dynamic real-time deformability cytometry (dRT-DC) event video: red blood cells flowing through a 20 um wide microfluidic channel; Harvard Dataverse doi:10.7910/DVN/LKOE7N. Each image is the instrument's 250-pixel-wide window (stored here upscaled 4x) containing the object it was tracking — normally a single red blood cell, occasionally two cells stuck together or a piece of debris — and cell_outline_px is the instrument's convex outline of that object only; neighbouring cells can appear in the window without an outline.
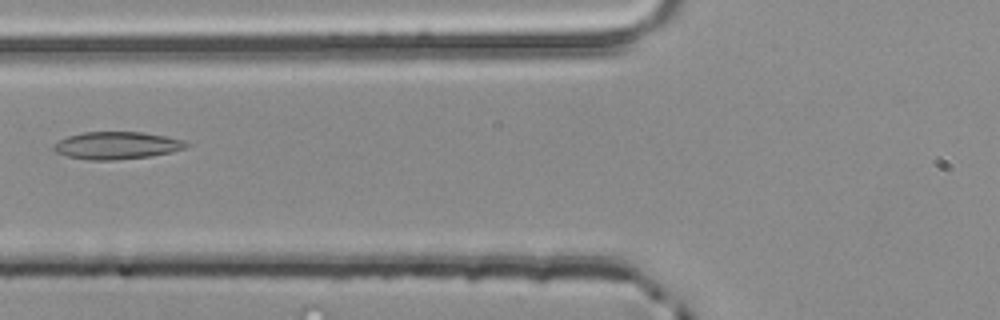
{"species": "common noctule bat (a hibernating species)", "species_latin": "Nyctalus noctula", "temperature_condition": "room temperature", "stored_images_in_passage": 3, "camera_frame_rate_fps": 3000, "um_per_image_px": 0.085, "animal": {"sex": "male", "body_mass_g": 20.4}, "frame": {"image": 1, "passage_image": 3, "time_ms": 0.667, "image_size_px": [1000, 320], "cell_outline_px": [[188, 148], [172, 152], [152, 156], [116, 160], [88, 160], [68, 156], [56, 152], [52, 148], [60, 140], [68, 136], [84, 132], [144, 132], [184, 140], [188, 144]], "centroid_in_image_um": [9.97, 12.37], "position_along_channel_um": 115.8, "area_um2": 21.15}}